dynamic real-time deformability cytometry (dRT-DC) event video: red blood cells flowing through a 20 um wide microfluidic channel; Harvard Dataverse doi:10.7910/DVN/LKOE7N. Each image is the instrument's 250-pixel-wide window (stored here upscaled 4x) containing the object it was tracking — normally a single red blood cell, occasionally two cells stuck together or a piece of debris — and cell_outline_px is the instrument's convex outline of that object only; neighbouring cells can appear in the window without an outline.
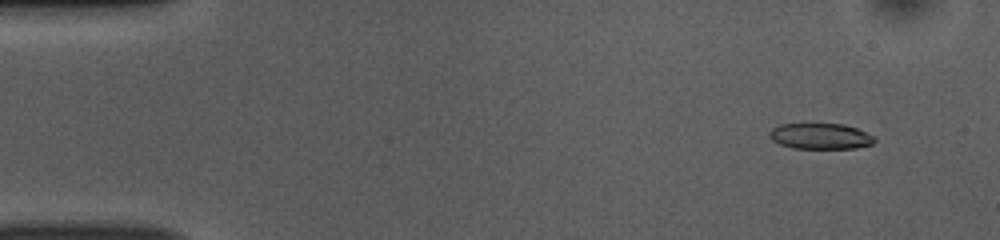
{"species": "common noctule bat (a hibernating species)", "species_latin": "Nyctalus noctula", "temperature_condition": "room temperature", "stored_images_in_passage": 52, "camera_frame_rate_fps": 3000, "um_per_image_px": 0.085, "animal": {"sex": "female", "body_mass_g": 10.0, "forearm_length_mm": 53.1}, "frame": {"image": 1, "passage_image": 5, "time_ms": 1.333, "image_size_px": [1000, 240], "cell_outline_px": [[876, 140], [872, 144], [856, 148], [792, 148], [780, 144], [772, 140], [768, 136], [768, 132], [772, 128], [780, 124], [844, 124], [856, 128], [872, 136]], "centroid_in_image_um": [69.69, 11.57], "position_along_channel_um": 15.3, "area_um2": 15.72}}
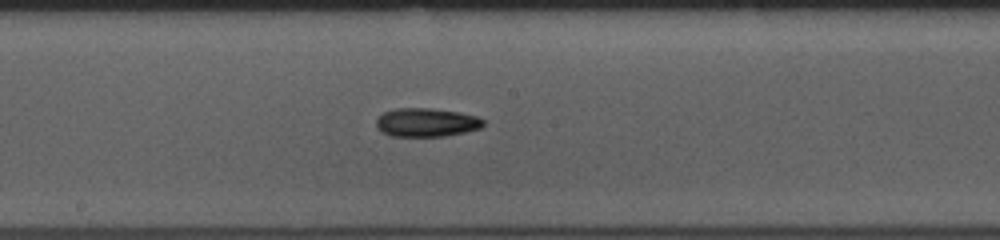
{"frame": {"image": 2, "passage_image": 28, "time_ms": 9.0, "image_size_px": [1000, 240], "cell_outline_px": [[484, 124], [480, 128], [464, 132], [444, 136], [388, 136], [380, 132], [376, 128], [376, 120], [384, 112], [396, 108], [428, 108], [456, 112], [476, 116], [484, 120]], "centroid_in_image_um": [36.19, 10.41], "position_along_channel_um": 212.0, "area_um2": 17.8}}
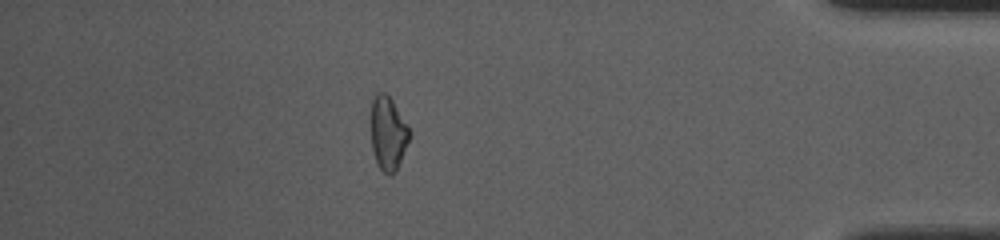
{"frame": {"image": 3, "passage_image": 46, "time_ms": 15.0, "image_size_px": [1000, 240], "cell_outline_px": [[412, 136], [396, 172], [392, 176], [388, 176], [380, 168], [376, 160], [372, 148], [372, 100], [376, 92], [384, 92], [392, 100], [408, 124], [412, 132]], "centroid_in_image_um": [33.04, 11.36], "position_along_channel_um": 402.2, "area_um2": 16.76}, "authors_computed_cell_mechanics": {"area_um2": 17.2822, "velocity_mm_per_s": 3.8649, "shape_relaxation_time_tau1_ms": 4.9901, "shape_relaxation_time_tau2_ms": 11.1667, "deformation_change_tau1": 0.1331, "deformation_change_tau2": 0.1934}}